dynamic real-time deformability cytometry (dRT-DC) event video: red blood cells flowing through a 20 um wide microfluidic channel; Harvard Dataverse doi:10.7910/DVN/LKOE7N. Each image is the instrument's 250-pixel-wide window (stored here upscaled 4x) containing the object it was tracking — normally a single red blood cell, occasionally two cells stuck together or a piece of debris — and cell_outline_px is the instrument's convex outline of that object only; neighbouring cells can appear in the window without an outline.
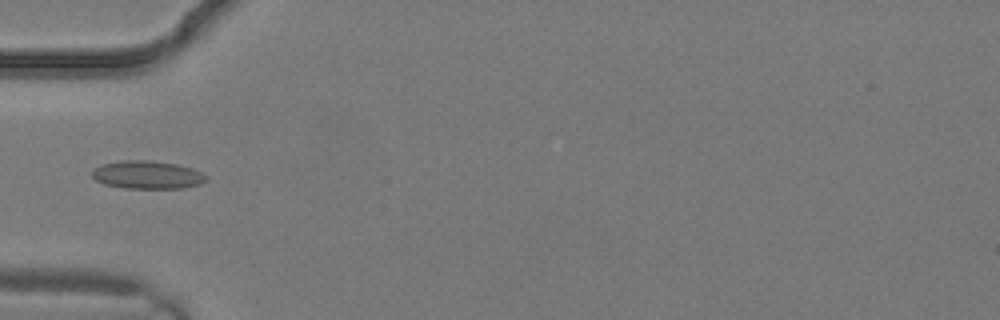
{"species": "common noctule bat (a hibernating species)", "species_latin": "Nyctalus noctula", "temperature_condition": "warm", "stored_images_in_passage": 3, "camera_frame_rate_fps": 3000, "um_per_image_px": 0.085, "animal": {"sex": "male", "body_mass_g": 19.2, "forearm_length_mm": 51.8}, "frame": {"image": 1, "passage_image": 3, "time_ms": 0.667, "image_size_px": [1000, 320], "cell_outline_px": [[208, 180], [200, 184], [180, 188], [124, 188], [104, 184], [96, 180], [92, 176], [92, 172], [100, 164], [120, 160], [148, 160], [176, 164], [192, 168], [208, 176]], "centroid_in_image_um": [12.52, 14.85], "position_along_channel_um": 72.5, "area_um2": 18.67}}